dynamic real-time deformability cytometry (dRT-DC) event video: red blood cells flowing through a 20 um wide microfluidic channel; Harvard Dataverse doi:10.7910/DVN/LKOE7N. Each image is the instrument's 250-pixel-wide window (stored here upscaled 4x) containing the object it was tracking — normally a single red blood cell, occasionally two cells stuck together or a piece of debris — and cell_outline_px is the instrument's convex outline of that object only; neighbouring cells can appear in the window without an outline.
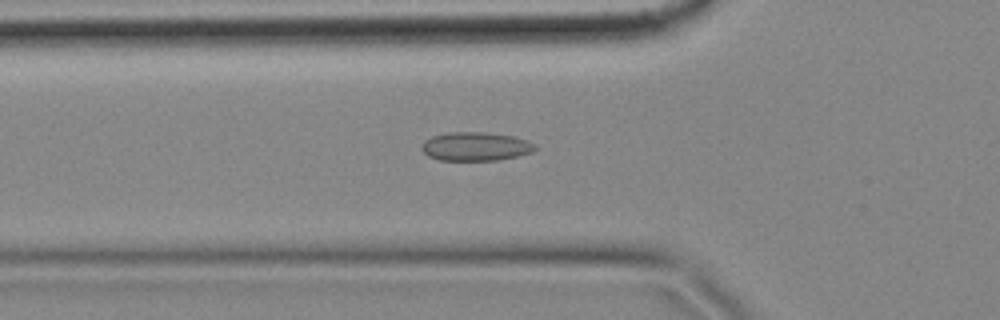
{"species": "common noctule bat (a hibernating species)", "species_latin": "Nyctalus noctula", "temperature_condition": "cold", "stored_images_in_passage": 57, "camera_frame_rate_fps": 3000, "um_per_image_px": 0.085, "animal": {"sex": "female", "body_mass_g": 18.4}, "frame": {"image": 1, "passage_image": 19, "time_ms": 6.0, "image_size_px": [1000, 320], "cell_outline_px": [[536, 148], [532, 152], [516, 156], [496, 160], [440, 160], [428, 156], [420, 148], [424, 140], [432, 136], [448, 132], [484, 132], [512, 136], [528, 140]], "centroid_in_image_um": [40.38, 12.44], "position_along_channel_um": 85.4, "area_um2": 18.84}}
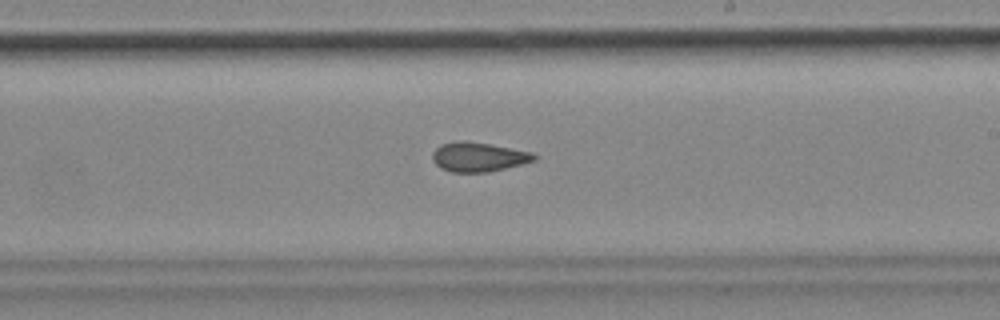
{"frame": {"image": 2, "passage_image": 33, "time_ms": 10.667, "image_size_px": [1000, 320], "cell_outline_px": [[540, 156], [536, 160], [488, 172], [452, 172], [440, 168], [432, 160], [432, 152], [440, 144], [456, 140], [464, 140], [488, 144], [532, 152]], "centroid_in_image_um": [40.64, 13.33], "position_along_channel_um": 248.4, "area_um2": 17.46}}
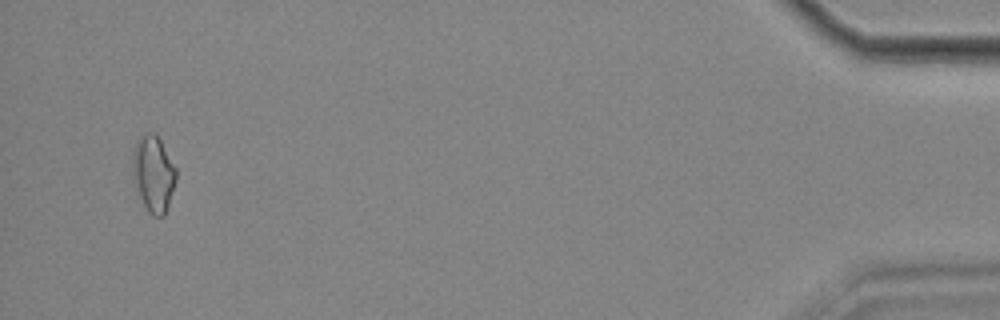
{"frame": {"image": 3, "passage_image": 55, "time_ms": 18.0, "image_size_px": [1000, 320], "cell_outline_px": [[176, 180], [164, 216], [152, 216], [148, 212], [136, 196], [132, 180], [132, 152], [136, 140], [148, 132], [152, 132], [160, 140], [176, 168]], "centroid_in_image_um": [12.98, 14.81], "position_along_channel_um": 422.2, "area_um2": 19.71}, "authors_computed_cell_mechanics": {"area_um2": 17.8602, "velocity_mm_per_s": 3.4897, "shape_relaxation_time_tau1_ms": null, "shape_relaxation_time_tau2_ms": 2.2608, "deformation_change_tau1": null, "deformation_change_tau2": 0.0898}}